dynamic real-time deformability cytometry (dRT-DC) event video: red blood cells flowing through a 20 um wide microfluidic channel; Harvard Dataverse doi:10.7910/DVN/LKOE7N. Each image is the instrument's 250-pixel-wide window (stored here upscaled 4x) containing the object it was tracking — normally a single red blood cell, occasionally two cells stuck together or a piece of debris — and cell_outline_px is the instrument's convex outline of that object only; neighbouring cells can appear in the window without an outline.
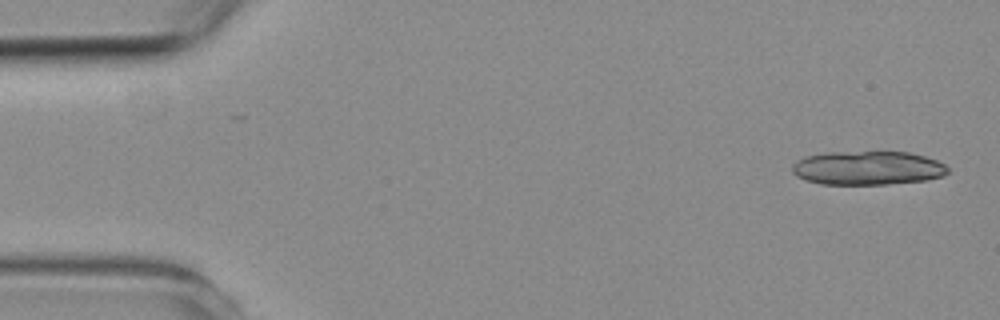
{"species": "common noctule bat (a hibernating species)", "species_latin": "Nyctalus noctula", "temperature_condition": "room temperature", "stored_images_in_passage": 4, "segment_of_instrument_passage": [1, 2], "camera_frame_rate_fps": 3000, "um_per_image_px": 0.085, "animal": {"sex": "female", "body_mass_g": 19.3, "forearm_length_mm": 54.1}, "frame": {"image": 1, "passage_image": 1, "time_ms": 0.0, "image_size_px": [1000, 320], "cell_outline_px": [[948, 172], [944, 176], [928, 180], [888, 184], [820, 184], [804, 180], [796, 176], [792, 172], [792, 164], [796, 160], [804, 156], [828, 152], [908, 152], [924, 156], [936, 160], [944, 164], [948, 168]], "centroid_in_image_um": [73.73, 14.28], "position_along_channel_um": 11.3, "area_um2": 30.92}}